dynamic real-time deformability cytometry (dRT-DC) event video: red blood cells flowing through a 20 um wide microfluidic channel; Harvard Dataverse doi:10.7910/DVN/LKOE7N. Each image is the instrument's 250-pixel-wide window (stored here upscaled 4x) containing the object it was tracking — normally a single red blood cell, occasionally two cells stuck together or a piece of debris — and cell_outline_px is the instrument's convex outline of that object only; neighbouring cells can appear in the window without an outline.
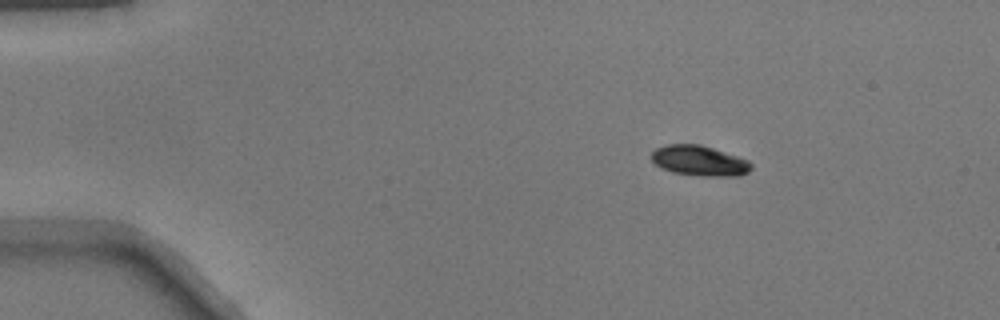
{"species": "common noctule bat (a hibernating species)", "species_latin": "Nyctalus noctula", "temperature_condition": "warm", "stored_images_in_passage": 44, "camera_frame_rate_fps": 3000, "um_per_image_px": 0.085, "animal": {"sex": "male", "body_mass_g": 17.9}, "frame": {"image": 1, "passage_image": 1, "time_ms": 0.0, "image_size_px": [1000, 320], "cell_outline_px": [[752, 168], [748, 172], [740, 176], [700, 176], [672, 172], [660, 168], [652, 160], [652, 152], [656, 148], [668, 144], [700, 144], [748, 160], [752, 164]], "centroid_in_image_um": [59.45, 13.67], "position_along_channel_um": 25.6, "area_um2": 17.57}}
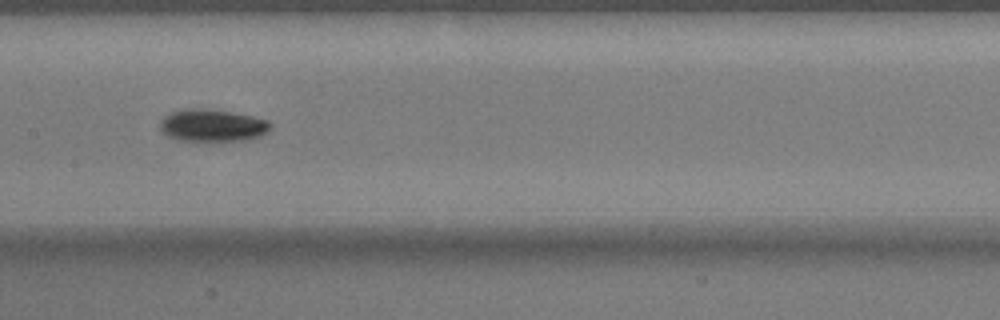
{"frame": {"image": 2, "passage_image": 19, "time_ms": 6.0, "image_size_px": [1000, 320], "cell_outline_px": [[272, 128], [268, 132], [260, 136], [248, 140], [180, 140], [168, 136], [160, 128], [160, 120], [168, 112], [184, 108], [204, 108], [232, 112], [252, 116], [268, 120], [272, 124]], "centroid_in_image_um": [18.06, 10.64], "position_along_channel_um": 189.3, "area_um2": 20.92}}
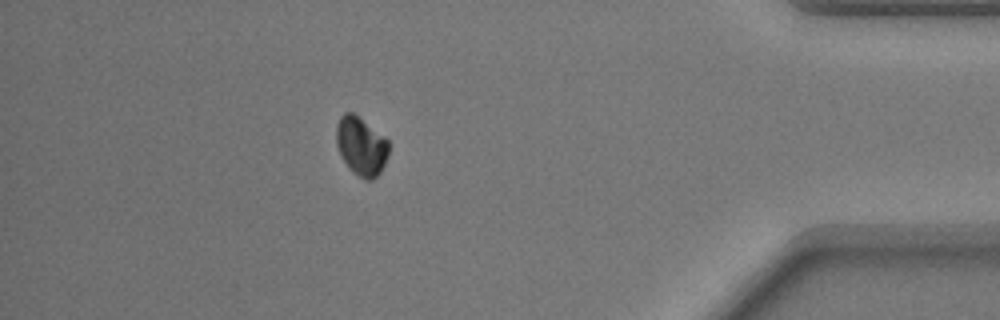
{"frame": {"image": 3, "passage_image": 38, "time_ms": 12.333, "image_size_px": [1000, 320], "cell_outline_px": [[388, 156], [380, 172], [372, 180], [364, 180], [344, 160], [336, 144], [336, 124], [340, 116], [344, 112], [352, 112], [384, 136], [388, 140]], "centroid_in_image_um": [30.7, 12.38], "position_along_channel_um": 404.5, "area_um2": 17.51}}